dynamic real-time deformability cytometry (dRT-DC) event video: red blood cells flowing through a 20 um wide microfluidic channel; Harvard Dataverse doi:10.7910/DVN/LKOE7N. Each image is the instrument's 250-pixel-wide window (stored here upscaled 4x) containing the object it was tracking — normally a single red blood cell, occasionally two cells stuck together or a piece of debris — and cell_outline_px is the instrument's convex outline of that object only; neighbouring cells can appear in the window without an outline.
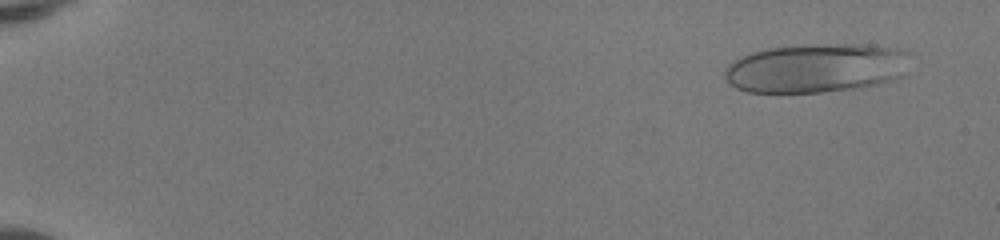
{"species": "human", "species_latin": "Homo sapiens", "temperature_condition": "room temperature", "stored_images_in_passage": 50, "camera_frame_rate_fps": 3000, "um_per_image_px": 0.085, "donor": {"sex": "female"}, "frame": {"image": 1, "passage_image": 4, "time_ms": 1.0, "image_size_px": [1000, 240], "cell_outline_px": [[908, 52], [900, 76], [892, 80], [876, 84], [852, 88], [820, 92], [748, 92], [736, 88], [724, 76], [724, 68], [728, 64], [752, 52], [768, 48], [808, 44], [864, 44], [900, 48]], "centroid_in_image_um": [69.32, 5.77], "position_along_channel_um": 15.7, "area_um2": 52.48}}
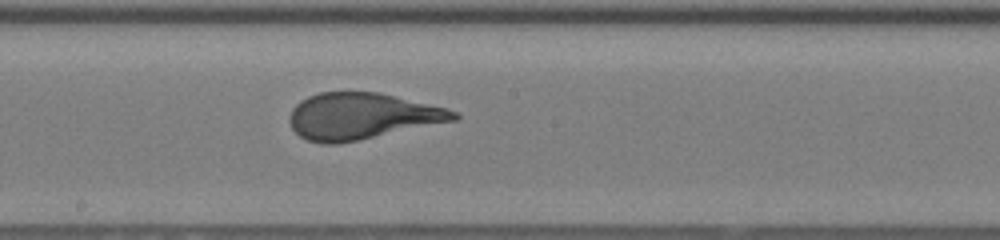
{"frame": {"image": 2, "passage_image": 30, "time_ms": 9.667, "image_size_px": [1000, 240], "cell_outline_px": [[460, 116], [456, 120], [336, 144], [320, 144], [308, 140], [300, 136], [292, 128], [288, 120], [288, 116], [292, 108], [300, 100], [308, 96], [320, 92], [376, 92], [448, 108], [456, 112]], "centroid_in_image_um": [30.7, 9.87], "position_along_channel_um": 217.5, "area_um2": 44.04}}
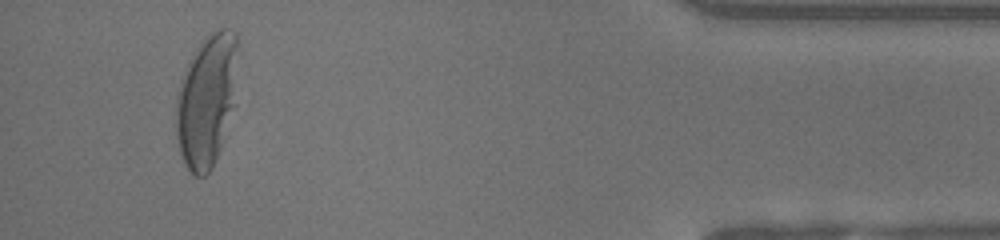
{"frame": {"image": 3, "passage_image": 48, "time_ms": 15.667, "image_size_px": [1000, 240], "cell_outline_px": [[240, 44], [236, 104], [212, 168], [204, 176], [196, 176], [188, 168], [180, 152], [176, 136], [176, 96], [180, 84], [188, 64], [196, 48], [212, 32], [220, 28], [232, 28], [236, 32]], "centroid_in_image_um": [17.63, 8.46], "position_along_channel_um": 417.6, "area_um2": 48.32}}